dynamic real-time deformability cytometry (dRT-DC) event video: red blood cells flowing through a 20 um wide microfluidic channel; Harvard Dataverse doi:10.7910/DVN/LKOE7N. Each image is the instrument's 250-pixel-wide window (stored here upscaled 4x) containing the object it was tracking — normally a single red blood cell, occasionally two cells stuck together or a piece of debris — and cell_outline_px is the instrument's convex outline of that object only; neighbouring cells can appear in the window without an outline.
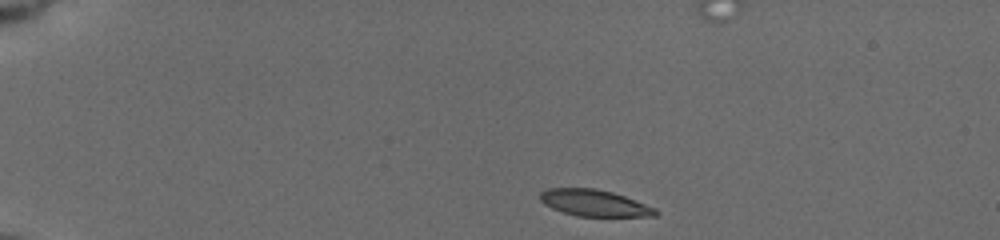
{"species": "common noctule bat (a hibernating species)", "species_latin": "Nyctalus noctula", "temperature_condition": "cold", "stored_images_in_passage": 46, "camera_frame_rate_fps": 3000, "um_per_image_px": 0.085, "animal": {"sex": "female", "body_mass_g": 19.5, "forearm_length_mm": 54.1}, "frame": {"image": 1, "passage_image": 1, "time_ms": 0.0, "image_size_px": [1000, 240], "cell_outline_px": [[660, 212], [656, 216], [576, 216], [552, 208], [544, 204], [540, 200], [540, 192], [548, 188], [596, 188], [612, 192], [624, 196], [656, 208]], "centroid_in_image_um": [50.52, 17.25], "position_along_channel_um": 34.5, "area_um2": 17.8}}
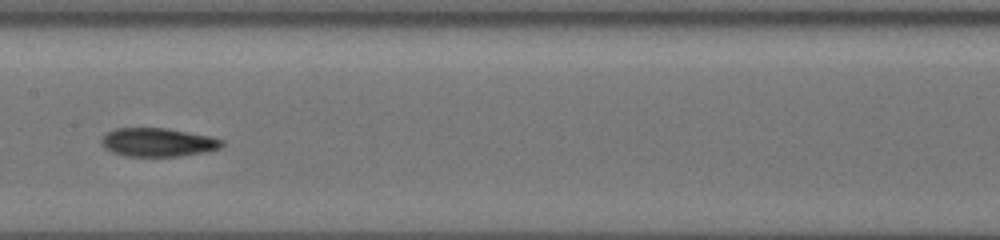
{"frame": {"image": 2, "passage_image": 20, "time_ms": 6.333, "image_size_px": [1000, 240], "cell_outline_px": [[224, 144], [220, 148], [208, 152], [176, 156], [124, 156], [112, 152], [104, 148], [100, 144], [100, 136], [116, 128], [164, 128], [208, 136], [224, 140]], "centroid_in_image_um": [13.37, 12.1], "position_along_channel_um": 194.0, "area_um2": 20.11}}
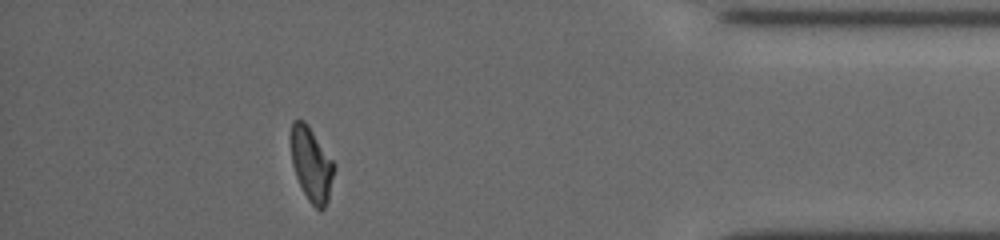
{"frame": {"image": 3, "passage_image": 40, "time_ms": 13.0, "image_size_px": [1000, 240], "cell_outline_px": [[336, 168], [328, 200], [324, 208], [320, 212], [308, 200], [296, 176], [292, 164], [292, 120], [304, 120], [308, 124], [336, 164]], "centroid_in_image_um": [26.51, 13.98], "position_along_channel_um": 408.7, "area_um2": 18.61}, "authors_computed_cell_mechanics": {"area_um2": 19.1318, "velocity_mm_per_s": 3.7428, "shape_relaxation_time_tau1_ms": 4.3843, "shape_relaxation_time_tau2_ms": 2.9888, "deformation_change_tau1": 0.1552, "deformation_change_tau2": 0.0926}}